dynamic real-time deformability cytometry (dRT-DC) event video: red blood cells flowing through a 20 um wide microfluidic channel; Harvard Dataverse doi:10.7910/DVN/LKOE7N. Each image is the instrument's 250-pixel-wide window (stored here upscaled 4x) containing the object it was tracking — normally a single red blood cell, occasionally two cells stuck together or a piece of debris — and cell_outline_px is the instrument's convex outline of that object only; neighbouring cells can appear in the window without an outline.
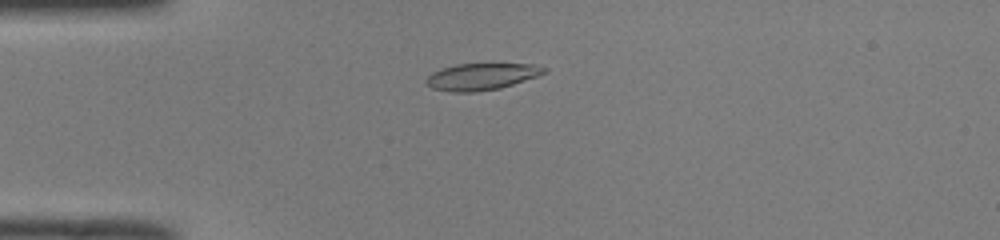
{"species": "common noctule bat (a hibernating species)", "species_latin": "Nyctalus noctula", "temperature_condition": "room temperature", "stored_images_in_passage": 48, "camera_frame_rate_fps": 3000, "um_per_image_px": 0.085, "animal": {"sex": "male", "body_mass_g": 19.0, "forearm_length_mm": 50.8}, "frame": {"image": 1, "passage_image": 11, "time_ms": 3.333, "image_size_px": [1000, 240], "cell_outline_px": [[548, 72], [500, 88], [476, 92], [452, 92], [432, 88], [424, 84], [424, 80], [432, 72], [456, 64], [492, 60], [532, 64], [548, 68]], "centroid_in_image_um": [40.96, 6.45], "position_along_channel_um": 44.0, "area_um2": 19.42}}
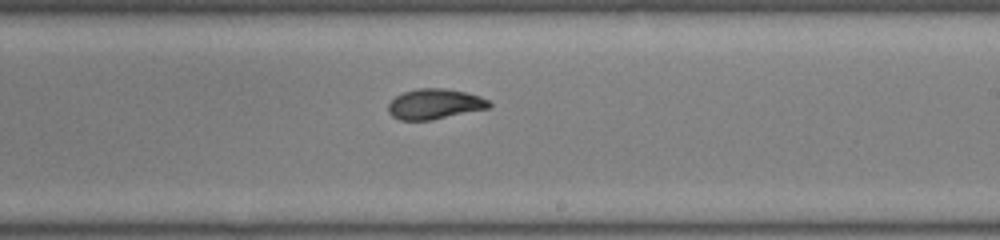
{"frame": {"image": 2, "passage_image": 28, "time_ms": 9.0, "image_size_px": [1000, 240], "cell_outline_px": [[492, 108], [432, 120], [400, 120], [392, 116], [388, 112], [388, 104], [396, 96], [404, 92], [416, 88], [444, 88], [464, 92], [480, 96], [488, 100], [492, 104]], "centroid_in_image_um": [36.98, 8.85], "position_along_channel_um": 252.0, "area_um2": 17.98}}
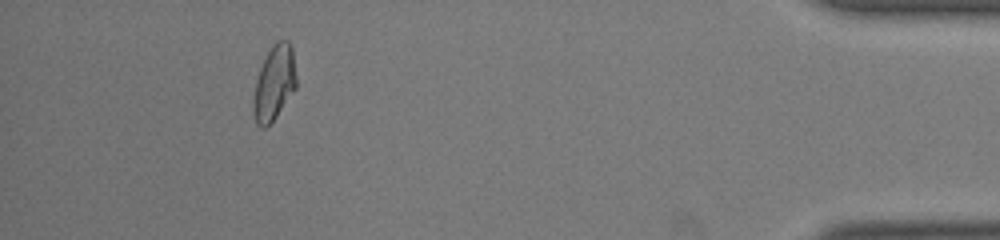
{"frame": {"image": 3, "passage_image": 44, "time_ms": 14.333, "image_size_px": [1000, 240], "cell_outline_px": [[296, 88], [276, 116], [264, 128], [260, 128], [256, 124], [252, 112], [252, 100], [256, 80], [260, 68], [272, 44], [276, 40], [288, 40], [292, 44], [296, 76]], "centroid_in_image_um": [23.3, 7.04], "position_along_channel_um": 411.9, "area_um2": 18.84}, "authors_computed_cell_mechanics": {"area_um2": 18.5538, "velocity_mm_per_s": 4.065, "shape_relaxation_time_tau1_ms": null, "shape_relaxation_time_tau2_ms": 1.7937, "deformation_change_tau1": null, "deformation_change_tau2": 0.068}}